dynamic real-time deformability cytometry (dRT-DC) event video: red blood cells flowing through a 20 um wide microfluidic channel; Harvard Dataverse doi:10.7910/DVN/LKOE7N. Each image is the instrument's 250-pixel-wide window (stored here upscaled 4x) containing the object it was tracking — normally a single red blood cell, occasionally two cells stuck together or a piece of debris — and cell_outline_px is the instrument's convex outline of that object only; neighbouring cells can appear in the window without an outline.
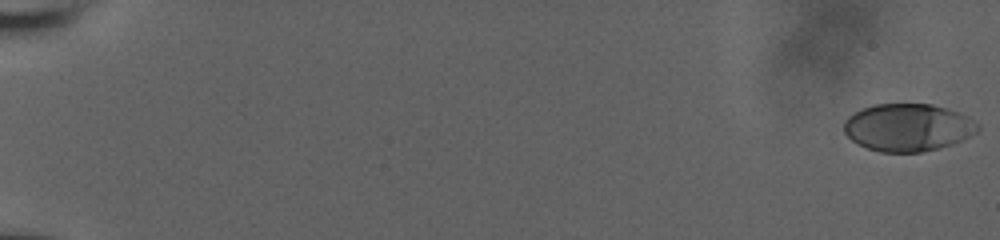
{"species": "human", "species_latin": "Homo sapiens", "temperature_condition": "room temperature", "stored_images_in_passage": 58, "camera_frame_rate_fps": 3000, "um_per_image_px": 0.085, "donor": {"sex": "male"}, "frame": {"image": 1, "passage_image": 1, "time_ms": 0.0, "image_size_px": [1000, 240], "cell_outline_px": [[980, 128], [976, 132], [952, 144], [920, 152], [880, 152], [868, 148], [852, 140], [844, 132], [844, 120], [848, 116], [864, 108], [876, 104], [932, 104], [948, 108], [980, 124]], "centroid_in_image_um": [77.15, 10.83], "position_along_channel_um": 7.8, "area_um2": 36.65}}
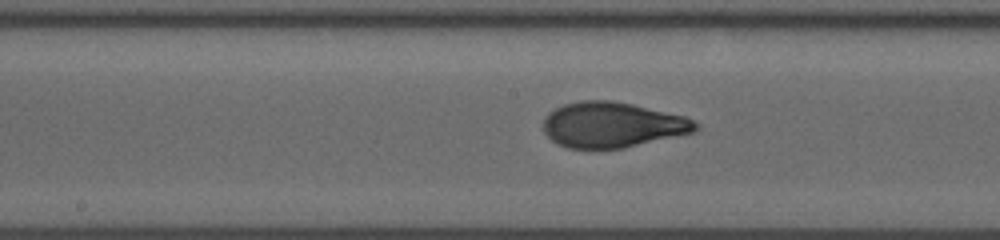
{"frame": {"image": 2, "passage_image": 33, "time_ms": 10.667, "image_size_px": [1000, 240], "cell_outline_px": [[700, 128], [696, 132], [624, 148], [568, 148], [556, 144], [544, 132], [544, 116], [548, 112], [564, 104], [580, 100], [612, 100], [632, 104], [684, 116], [700, 124]], "centroid_in_image_um": [52.06, 10.61], "position_along_channel_um": 196.1, "area_um2": 40.46}}
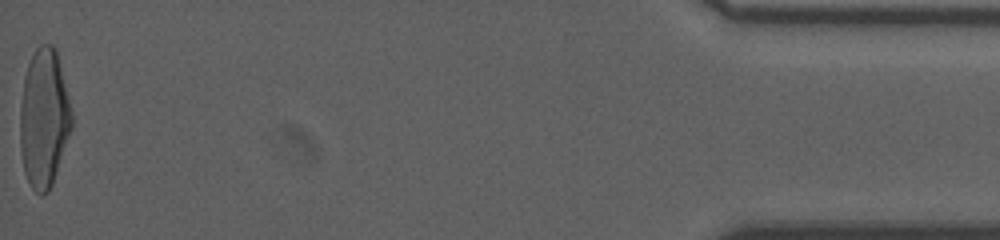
{"frame": {"image": 3, "passage_image": 58, "time_ms": 19.0, "image_size_px": [1000, 240], "cell_outline_px": [[72, 128], [52, 184], [48, 192], [44, 196], [40, 196], [32, 188], [24, 172], [20, 148], [20, 108], [24, 76], [28, 64], [36, 48], [40, 44], [52, 44], [56, 48], [72, 112]], "centroid_in_image_um": [3.73, 10.06], "position_along_channel_um": 431.5, "area_um2": 41.73}, "authors_computed_cell_mechanics": {"area_um2": 39.4485, "velocity_mm_per_s": 3.8545, "shape_relaxation_time_tau1_ms": 5.5501, "shape_relaxation_time_tau2_ms": 0.6567, "deformation_change_tau1": 0.2199, "deformation_change_tau2": 0.0594}}